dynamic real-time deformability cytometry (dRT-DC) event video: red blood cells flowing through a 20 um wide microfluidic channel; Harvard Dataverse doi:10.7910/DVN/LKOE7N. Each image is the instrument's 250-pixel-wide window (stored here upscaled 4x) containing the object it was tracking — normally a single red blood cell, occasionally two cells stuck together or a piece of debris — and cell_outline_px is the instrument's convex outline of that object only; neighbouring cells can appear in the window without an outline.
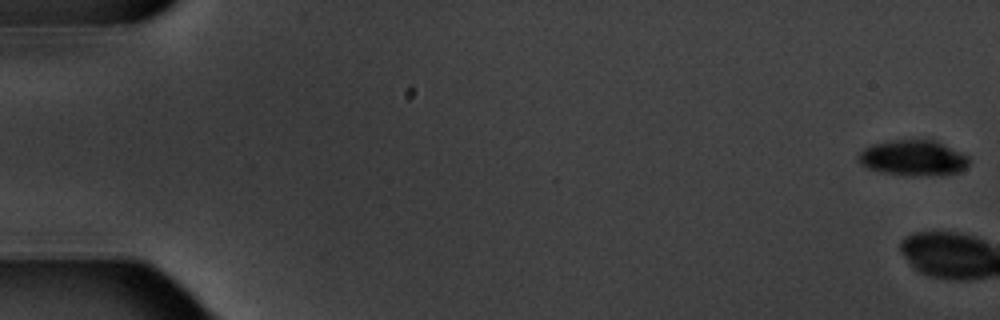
{"species": "common noctule bat (a hibernating species)", "species_latin": "Nyctalus noctula", "temperature_condition": "warm", "stored_images_in_passage": 6, "camera_frame_rate_fps": 3000, "um_per_image_px": 0.085, "animal": {"sex": "male", "body_mass_g": 20.1, "forearm_length_mm": 53.5}, "frame": {"image": 1, "passage_image": 1, "time_ms": 0.0, "image_size_px": [1000, 320], "cell_outline_px": [[968, 164], [960, 172], [940, 176], [912, 176], [884, 172], [868, 168], [860, 164], [860, 152], [864, 148], [872, 144], [888, 140], [936, 140], [968, 156]], "centroid_in_image_um": [77.65, 13.43], "position_along_channel_um": 7.4, "area_um2": 22.95}}